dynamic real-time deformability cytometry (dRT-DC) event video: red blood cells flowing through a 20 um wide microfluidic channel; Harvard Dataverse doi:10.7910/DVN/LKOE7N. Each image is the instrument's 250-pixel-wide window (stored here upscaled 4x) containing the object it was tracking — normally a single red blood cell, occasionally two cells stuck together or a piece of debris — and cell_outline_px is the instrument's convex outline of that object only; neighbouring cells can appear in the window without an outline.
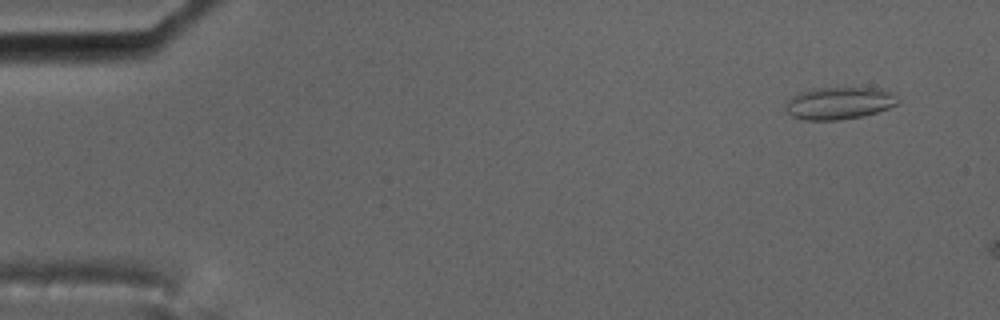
{"species": "common noctule bat (a hibernating species)", "species_latin": "Nyctalus noctula", "temperature_condition": "cold", "stored_images_in_passage": 9, "camera_frame_rate_fps": 3000, "um_per_image_px": 0.085, "animal": {"sex": "male", "body_mass_g": 17.5, "forearm_length_mm": 52.3}, "frame": {"image": 1, "passage_image": 2, "time_ms": 0.333, "image_size_px": [1000, 320], "cell_outline_px": [[900, 100], [896, 104], [888, 108], [876, 112], [860, 116], [840, 120], [804, 120], [792, 116], [788, 112], [784, 104], [792, 96], [800, 92], [816, 88], [880, 88], [892, 92]], "centroid_in_image_um": [71.32, 8.76], "position_along_channel_um": 13.7, "area_um2": 21.04}}